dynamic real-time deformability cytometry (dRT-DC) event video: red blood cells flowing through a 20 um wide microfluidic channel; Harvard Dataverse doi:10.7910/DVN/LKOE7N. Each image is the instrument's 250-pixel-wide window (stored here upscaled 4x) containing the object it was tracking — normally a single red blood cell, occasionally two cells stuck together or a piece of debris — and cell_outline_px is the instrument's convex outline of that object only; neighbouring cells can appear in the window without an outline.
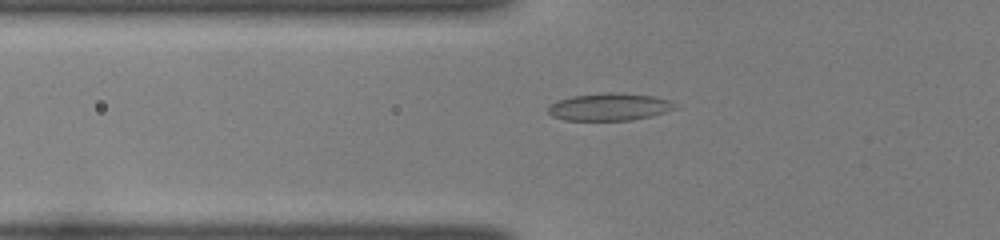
{"species": "common noctule bat (a hibernating species)", "species_latin": "Nyctalus noctula", "temperature_condition": "room temperature", "stored_images_in_passage": 36, "camera_frame_rate_fps": 3000, "um_per_image_px": 0.085, "animal": {"sex": "female", "body_mass_g": 22.0, "forearm_length_mm": 56.7}, "frame": {"image": 1, "passage_image": 5, "time_ms": 1.333, "image_size_px": [1000, 240], "cell_outline_px": [[676, 108], [652, 116], [632, 120], [564, 120], [552, 116], [548, 112], [548, 108], [556, 100], [572, 96], [608, 92], [616, 92], [656, 96], [672, 100], [676, 104]], "centroid_in_image_um": [51.83, 9.08], "position_along_channel_um": 74.0, "area_um2": 20.4}}
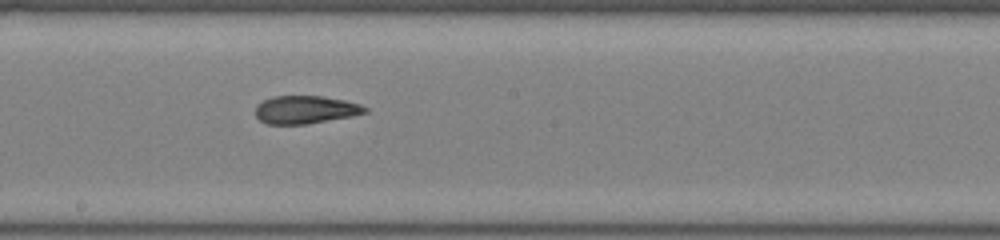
{"frame": {"image": 2, "passage_image": 16, "time_ms": 5.0, "image_size_px": [1000, 240], "cell_outline_px": [[368, 112], [352, 116], [308, 124], [268, 124], [260, 120], [256, 116], [256, 104], [272, 96], [320, 96], [344, 100], [360, 104], [368, 108]], "centroid_in_image_um": [25.96, 9.32], "position_along_channel_um": 222.2, "area_um2": 17.86}}
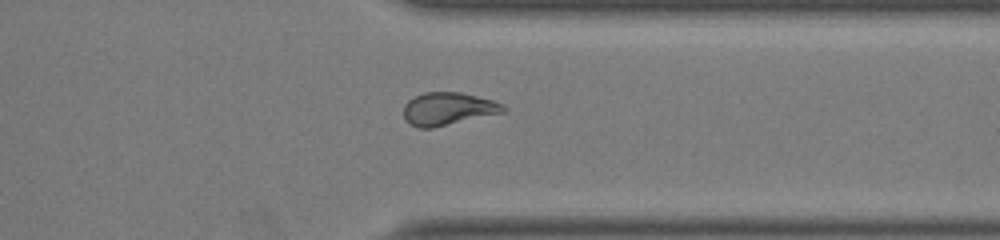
{"frame": {"image": 3, "passage_image": 27, "time_ms": 8.667, "image_size_px": [1000, 240], "cell_outline_px": [[508, 108], [504, 112], [432, 128], [420, 128], [408, 124], [404, 116], [404, 104], [408, 100], [424, 92], [460, 92], [492, 100], [504, 104]], "centroid_in_image_um": [38.08, 9.25], "position_along_channel_um": 373.3, "area_um2": 19.02}, "authors_computed_cell_mechanics": {"area_um2": 19.1029, "velocity_mm_per_s": 4.1006, "shape_relaxation_time_tau1_ms": null, "shape_relaxation_time_tau2_ms": 1.2651, "deformation_change_tau1": null, "deformation_change_tau2": 0.0772}}